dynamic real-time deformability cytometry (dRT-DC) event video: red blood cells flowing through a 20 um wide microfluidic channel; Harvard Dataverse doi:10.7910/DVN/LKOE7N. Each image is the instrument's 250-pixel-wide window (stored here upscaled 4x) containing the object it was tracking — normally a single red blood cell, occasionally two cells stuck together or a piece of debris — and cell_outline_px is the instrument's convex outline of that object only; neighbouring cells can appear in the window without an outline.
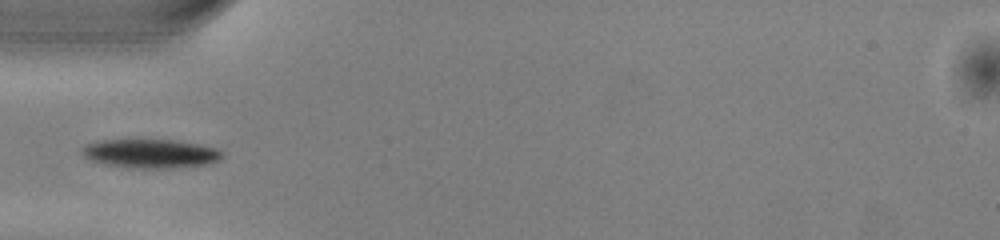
{"species": "common noctule bat (a hibernating species)", "species_latin": "Nyctalus noctula", "temperature_condition": "warm", "stored_images_in_passage": 35, "camera_frame_rate_fps": 3000, "um_per_image_px": 0.085, "animal": {"sex": "male", "body_mass_g": 13.0, "forearm_length_mm": 53.1}, "frame": {"image": 1, "passage_image": 1, "time_ms": 0.0, "image_size_px": [1000, 240], "cell_outline_px": [[224, 156], [220, 160], [212, 164], [172, 168], [136, 168], [104, 164], [92, 160], [84, 156], [80, 152], [80, 148], [88, 144], [100, 140], [172, 140], [196, 144], [216, 148], [224, 152]], "centroid_in_image_um": [12.83, 13.06], "position_along_channel_um": 72.2, "area_um2": 23.64}}
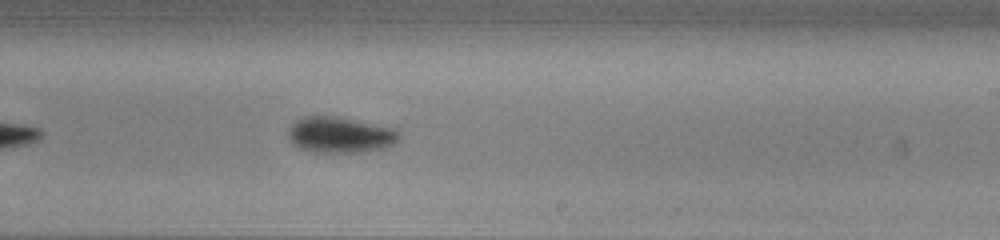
{"frame": {"image": 2, "passage_image": 15, "time_ms": 4.667, "image_size_px": [1000, 240], "cell_outline_px": [[400, 136], [392, 144], [384, 148], [360, 152], [316, 152], [300, 148], [288, 136], [288, 128], [296, 120], [304, 116], [340, 116], [396, 128], [400, 132]], "centroid_in_image_um": [28.94, 11.44], "position_along_channel_um": 260.1, "area_um2": 23.24}}
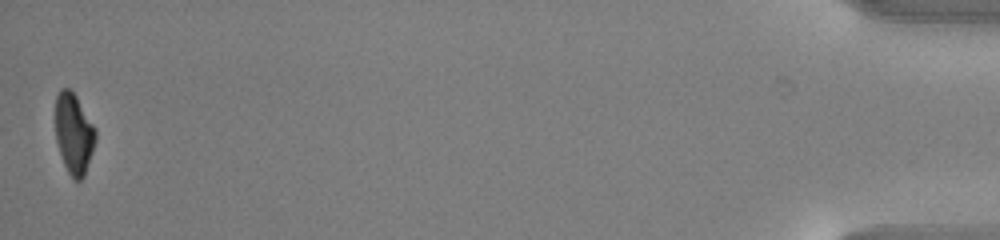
{"frame": {"image": 3, "passage_image": 35, "time_ms": 11.333, "image_size_px": [1000, 240], "cell_outline_px": [[96, 140], [84, 176], [80, 180], [76, 180], [68, 172], [64, 164], [56, 140], [56, 96], [60, 88], [68, 88], [76, 96], [96, 128]], "centroid_in_image_um": [6.29, 11.33], "position_along_channel_um": 428.9, "area_um2": 18.61}}